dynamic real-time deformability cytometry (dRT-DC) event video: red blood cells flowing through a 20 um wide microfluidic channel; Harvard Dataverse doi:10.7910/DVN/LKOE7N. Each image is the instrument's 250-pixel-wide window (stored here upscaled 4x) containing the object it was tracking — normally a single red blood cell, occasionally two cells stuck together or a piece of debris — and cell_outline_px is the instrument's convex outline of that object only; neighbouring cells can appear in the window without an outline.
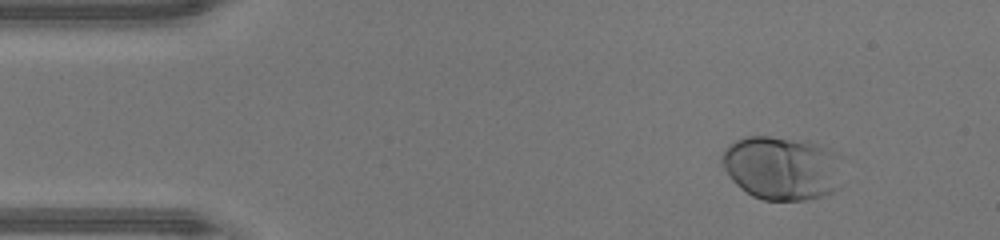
{"species": "human", "species_latin": "Homo sapiens", "temperature_condition": "warm", "stored_images_in_passage": 47, "camera_frame_rate_fps": 3000, "um_per_image_px": 0.085, "donor": {"sex": "male"}, "frame": {"image": 1, "passage_image": 5, "time_ms": 1.333, "image_size_px": [1000, 240], "cell_outline_px": [[840, 188], [824, 196], [804, 200], [764, 200], [752, 196], [740, 188], [728, 176], [720, 160], [724, 152], [736, 140], [744, 136], [768, 136], [808, 140], [828, 148], [832, 152], [840, 184]], "centroid_in_image_um": [66.39, 14.29], "position_along_channel_um": 18.6, "area_um2": 44.45}}
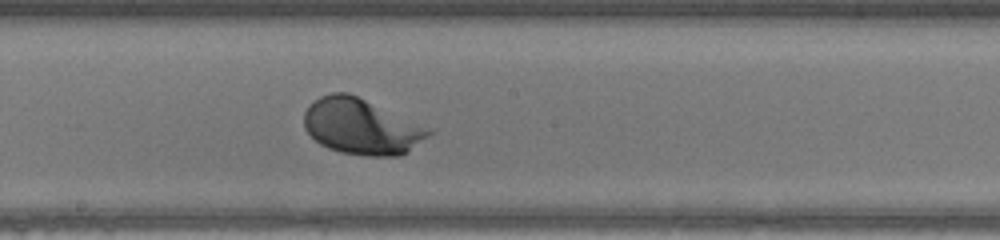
{"frame": {"image": 2, "passage_image": 25, "time_ms": 8.0, "image_size_px": [1000, 240], "cell_outline_px": [[436, 128], [428, 136], [408, 152], [400, 156], [364, 156], [340, 152], [328, 148], [320, 144], [304, 128], [304, 112], [308, 104], [320, 96], [332, 92], [348, 92]], "centroid_in_image_um": [30.77, 10.74], "position_along_channel_um": 217.4, "area_um2": 41.27}}
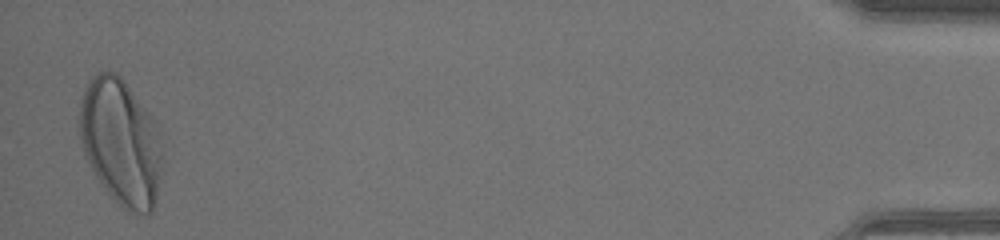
{"frame": {"image": 3, "passage_image": 46, "time_ms": 15.0, "image_size_px": [1000, 240], "cell_outline_px": [[160, 168], [156, 196], [152, 212], [136, 212], [124, 208], [100, 184], [92, 172], [84, 152], [76, 120], [80, 100], [84, 88], [88, 80], [96, 72], [116, 72], [124, 80], [152, 120], [160, 152]], "centroid_in_image_um": [10.16, 12.04], "position_along_channel_um": 425.0, "area_um2": 59.77}, "authors_computed_cell_mechanics": {"area_um2": 40.2866, "velocity_mm_per_s": 4.3622, "shape_relaxation_time_tau1_ms": 1.2753, "shape_relaxation_time_tau2_ms": null, "deformation_change_tau1": 0.1352, "deformation_change_tau2": null}}